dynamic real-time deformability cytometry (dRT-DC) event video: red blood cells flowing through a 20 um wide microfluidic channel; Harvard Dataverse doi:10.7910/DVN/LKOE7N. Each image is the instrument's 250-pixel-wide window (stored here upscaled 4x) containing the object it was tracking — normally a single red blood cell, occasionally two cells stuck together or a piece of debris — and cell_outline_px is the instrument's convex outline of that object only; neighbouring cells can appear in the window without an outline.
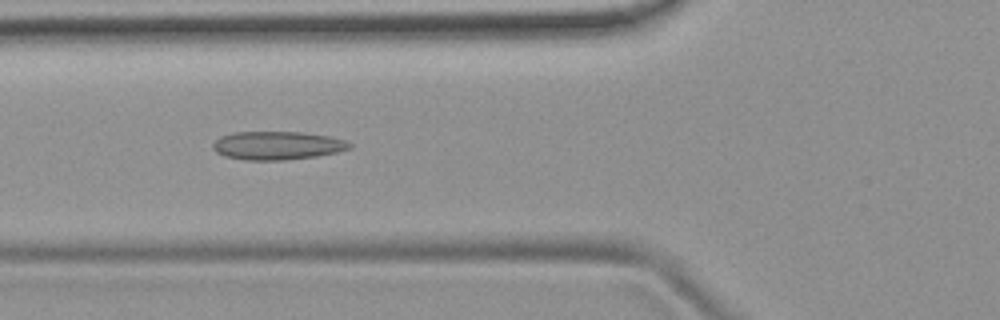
{"species": "common noctule bat (a hibernating species)", "species_latin": "Nyctalus noctula", "temperature_condition": "room temperature", "stored_images_in_passage": 6, "camera_frame_rate_fps": 3000, "um_per_image_px": 0.085, "animal": {"sex": "female", "body_mass_g": 19.9}, "frame": {"image": 1, "passage_image": 6, "time_ms": 5.667, "image_size_px": [1000, 320], "cell_outline_px": [[352, 148], [336, 152], [316, 156], [284, 160], [244, 160], [224, 156], [216, 152], [212, 148], [212, 144], [220, 136], [232, 132], [304, 132], [328, 136], [344, 140], [352, 144]], "centroid_in_image_um": [23.54, 12.37], "position_along_channel_um": 102.3, "area_um2": 22.66}}